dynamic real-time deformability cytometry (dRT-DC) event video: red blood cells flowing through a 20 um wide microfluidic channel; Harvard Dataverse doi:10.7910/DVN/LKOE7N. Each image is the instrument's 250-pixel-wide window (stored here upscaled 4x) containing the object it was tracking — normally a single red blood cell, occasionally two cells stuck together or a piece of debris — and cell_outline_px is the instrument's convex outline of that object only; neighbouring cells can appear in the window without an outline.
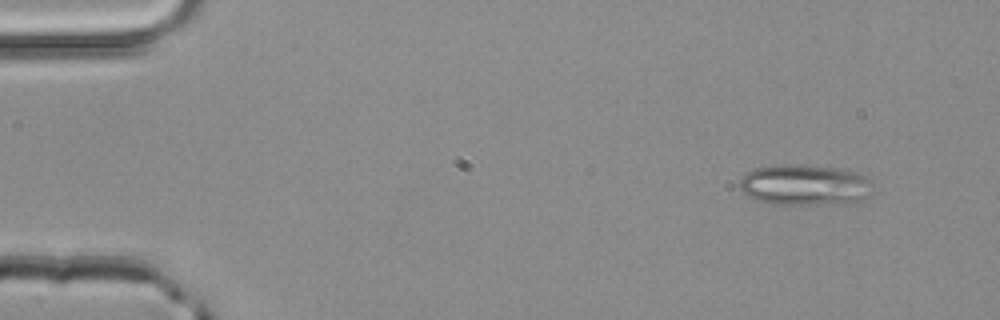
{"species": "common noctule bat (a hibernating species)", "species_latin": "Nyctalus noctula", "temperature_condition": "room temperature", "stored_images_in_passage": 3, "camera_frame_rate_fps": 3000, "um_per_image_px": 0.085, "animal": {"sex": "male", "body_mass_g": 20.4}, "frame": {"image": 1, "passage_image": 1, "time_ms": 0.0, "image_size_px": [1000, 320], "cell_outline_px": [[872, 192], [868, 196], [860, 200], [808, 204], [768, 204], [756, 200], [748, 196], [740, 188], [740, 180], [748, 172], [756, 168], [784, 164], [788, 164], [836, 168], [856, 172], [864, 176], [868, 180]], "centroid_in_image_um": [68.35, 15.71], "position_along_channel_um": 16.7, "area_um2": 30.92}}
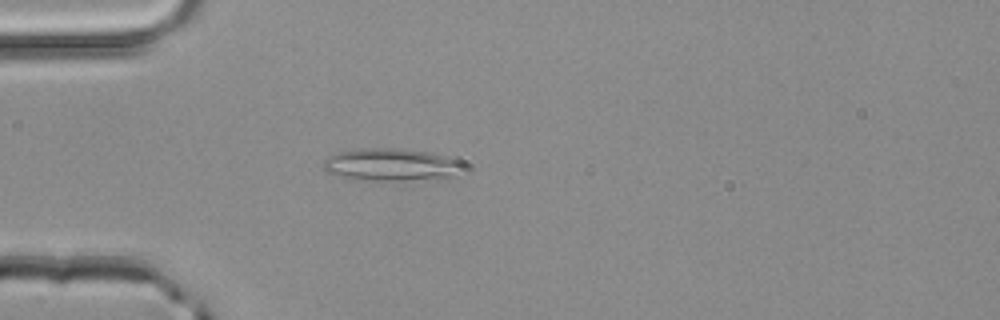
{"frame": {"image": 2, "passage_image": 3, "time_ms": 0.667, "image_size_px": [1000, 320], "cell_outline_px": [[468, 164], [456, 176], [404, 180], [352, 180], [328, 172], [324, 168], [324, 160], [328, 156], [336, 152], [360, 148], [404, 148], [428, 152], [460, 160]], "centroid_in_image_um": [33.26, 13.99], "position_along_channel_um": 51.7, "area_um2": 26.7}}